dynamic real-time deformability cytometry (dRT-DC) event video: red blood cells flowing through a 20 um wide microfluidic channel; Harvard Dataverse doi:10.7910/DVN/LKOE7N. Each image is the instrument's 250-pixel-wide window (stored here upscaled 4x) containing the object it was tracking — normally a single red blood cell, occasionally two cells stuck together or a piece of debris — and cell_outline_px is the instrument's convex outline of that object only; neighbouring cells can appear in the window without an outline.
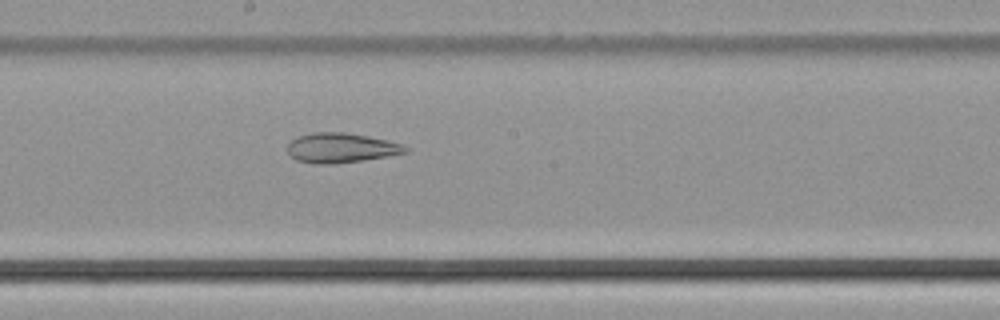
{"species": "common noctule bat (a hibernating species)", "species_latin": "Nyctalus noctula", "temperature_condition": "cold", "stored_images_in_passage": 50, "camera_frame_rate_fps": 3000, "um_per_image_px": 0.085, "animal": {"sex": "male", "body_mass_g": 21.5, "forearm_length_mm": 52.0}, "frame": {"image": 1, "passage_image": 27, "time_ms": 8.667, "image_size_px": [1000, 320], "cell_outline_px": [[408, 152], [388, 156], [364, 160], [336, 164], [312, 164], [296, 160], [288, 152], [288, 144], [296, 136], [316, 132], [344, 132], [368, 136], [388, 140], [400, 144], [408, 148]], "centroid_in_image_um": [28.97, 12.57], "position_along_channel_um": 219.2, "area_um2": 20.52}}
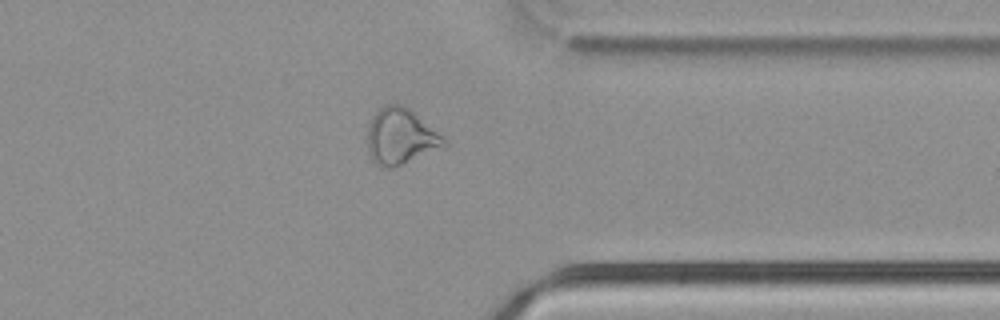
{"frame": {"image": 2, "passage_image": 39, "time_ms": 12.667, "image_size_px": [1000, 320], "cell_outline_px": [[448, 144], [444, 148], [392, 168], [388, 168], [376, 164], [372, 160], [368, 152], [368, 124], [372, 116], [384, 104], [400, 104], [408, 108], [444, 136], [448, 140]], "centroid_in_image_um": [34.07, 11.61], "position_along_channel_um": 377.3, "area_um2": 25.14}}
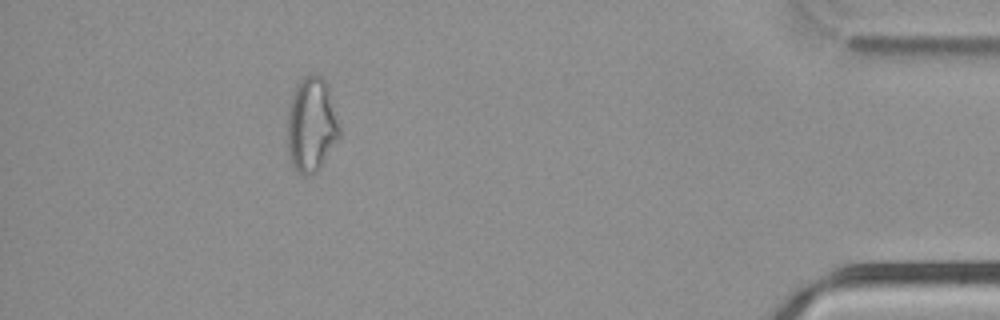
{"frame": {"image": 3, "passage_image": 45, "time_ms": 14.667, "image_size_px": [1000, 320], "cell_outline_px": [[340, 136], [320, 168], [316, 172], [304, 176], [292, 164], [288, 152], [288, 108], [296, 84], [304, 76], [316, 72], [328, 84], [340, 128]], "centroid_in_image_um": [26.48, 10.57], "position_along_channel_um": 408.7, "area_um2": 28.73}}